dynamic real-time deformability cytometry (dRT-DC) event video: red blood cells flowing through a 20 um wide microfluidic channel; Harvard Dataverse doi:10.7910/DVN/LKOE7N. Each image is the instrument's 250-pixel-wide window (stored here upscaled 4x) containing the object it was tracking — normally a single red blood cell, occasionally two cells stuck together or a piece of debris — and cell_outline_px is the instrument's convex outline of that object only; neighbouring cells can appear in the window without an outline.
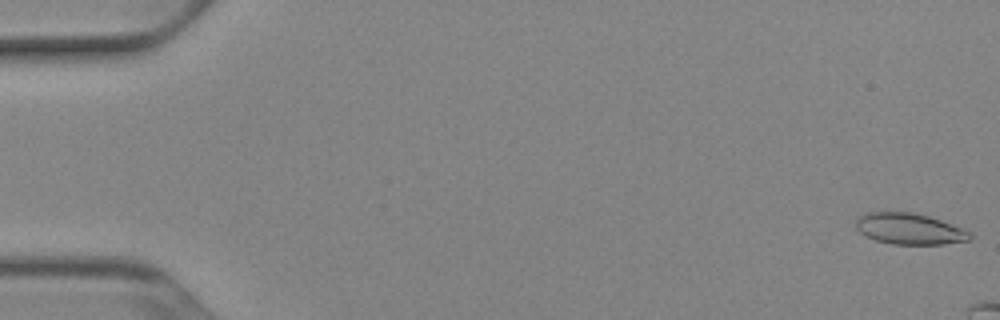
{"species": "Egyptian fruit bat (a non-hibernating species)", "species_latin": "Rousettus aegyptiacus", "temperature_condition": "cold", "stored_images_in_passage": 9, "camera_frame_rate_fps": 3000, "um_per_image_px": 0.085, "animal": {"sex": "female"}, "frame": {"image": 1, "passage_image": 1, "time_ms": 0.0, "image_size_px": [1000, 320], "cell_outline_px": [[972, 236], [968, 240], [944, 244], [892, 244], [876, 240], [864, 236], [856, 228], [856, 220], [860, 216], [868, 212], [912, 212], [928, 216], [940, 220], [972, 232]], "centroid_in_image_um": [77.29, 19.45], "position_along_channel_um": 7.7, "area_um2": 20.58}}